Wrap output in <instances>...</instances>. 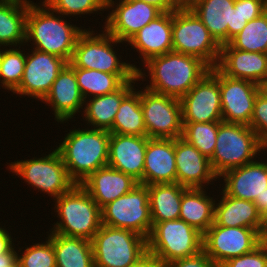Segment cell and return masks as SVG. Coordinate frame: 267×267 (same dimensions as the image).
Instances as JSON below:
<instances>
[{"label": "cell", "instance_id": "obj_1", "mask_svg": "<svg viewBox=\"0 0 267 267\" xmlns=\"http://www.w3.org/2000/svg\"><path fill=\"white\" fill-rule=\"evenodd\" d=\"M142 67L136 75L139 81L149 82L143 85L146 89L178 99L210 71L201 59L174 51L152 57Z\"/></svg>", "mask_w": 267, "mask_h": 267}, {"label": "cell", "instance_id": "obj_2", "mask_svg": "<svg viewBox=\"0 0 267 267\" xmlns=\"http://www.w3.org/2000/svg\"><path fill=\"white\" fill-rule=\"evenodd\" d=\"M64 18L66 19L52 11L44 2L37 4L32 1L26 16L25 47L31 44L33 49L55 55L69 63L78 37L86 28L70 24Z\"/></svg>", "mask_w": 267, "mask_h": 267}, {"label": "cell", "instance_id": "obj_3", "mask_svg": "<svg viewBox=\"0 0 267 267\" xmlns=\"http://www.w3.org/2000/svg\"><path fill=\"white\" fill-rule=\"evenodd\" d=\"M73 127L55 147L61 154L71 179L76 184H81L99 168L108 165L111 133L108 130L87 126L84 129L74 125Z\"/></svg>", "mask_w": 267, "mask_h": 267}, {"label": "cell", "instance_id": "obj_4", "mask_svg": "<svg viewBox=\"0 0 267 267\" xmlns=\"http://www.w3.org/2000/svg\"><path fill=\"white\" fill-rule=\"evenodd\" d=\"M99 32L89 27L78 37L69 64L73 68L116 74L124 83L132 80L140 67L124 61L122 55H118V49H114L117 44L119 47L125 42L119 41L103 28Z\"/></svg>", "mask_w": 267, "mask_h": 267}, {"label": "cell", "instance_id": "obj_5", "mask_svg": "<svg viewBox=\"0 0 267 267\" xmlns=\"http://www.w3.org/2000/svg\"><path fill=\"white\" fill-rule=\"evenodd\" d=\"M53 202L55 216L59 221L53 223L50 232L91 241L102 226L101 208L80 184Z\"/></svg>", "mask_w": 267, "mask_h": 267}, {"label": "cell", "instance_id": "obj_6", "mask_svg": "<svg viewBox=\"0 0 267 267\" xmlns=\"http://www.w3.org/2000/svg\"><path fill=\"white\" fill-rule=\"evenodd\" d=\"M263 152L267 154V147L250 126L220 121L210 163L214 173L220 177L230 169L255 161L260 154L266 157Z\"/></svg>", "mask_w": 267, "mask_h": 267}, {"label": "cell", "instance_id": "obj_7", "mask_svg": "<svg viewBox=\"0 0 267 267\" xmlns=\"http://www.w3.org/2000/svg\"><path fill=\"white\" fill-rule=\"evenodd\" d=\"M44 155V156H43ZM42 157L9 162L7 168L25 181L29 187L53 200L71 190L76 183L69 176L59 151L55 148Z\"/></svg>", "mask_w": 267, "mask_h": 267}, {"label": "cell", "instance_id": "obj_8", "mask_svg": "<svg viewBox=\"0 0 267 267\" xmlns=\"http://www.w3.org/2000/svg\"><path fill=\"white\" fill-rule=\"evenodd\" d=\"M91 243L95 267H130L148 252L145 237L103 224Z\"/></svg>", "mask_w": 267, "mask_h": 267}, {"label": "cell", "instance_id": "obj_9", "mask_svg": "<svg viewBox=\"0 0 267 267\" xmlns=\"http://www.w3.org/2000/svg\"><path fill=\"white\" fill-rule=\"evenodd\" d=\"M147 246L149 253L167 264L203 250V234L181 219L158 222L152 227Z\"/></svg>", "mask_w": 267, "mask_h": 267}, {"label": "cell", "instance_id": "obj_10", "mask_svg": "<svg viewBox=\"0 0 267 267\" xmlns=\"http://www.w3.org/2000/svg\"><path fill=\"white\" fill-rule=\"evenodd\" d=\"M172 36L174 52L195 56L210 68L217 66L221 46L191 9L173 11Z\"/></svg>", "mask_w": 267, "mask_h": 267}, {"label": "cell", "instance_id": "obj_11", "mask_svg": "<svg viewBox=\"0 0 267 267\" xmlns=\"http://www.w3.org/2000/svg\"><path fill=\"white\" fill-rule=\"evenodd\" d=\"M102 224L131 230L148 239L152 230L148 185L137 184L130 192L101 209Z\"/></svg>", "mask_w": 267, "mask_h": 267}, {"label": "cell", "instance_id": "obj_12", "mask_svg": "<svg viewBox=\"0 0 267 267\" xmlns=\"http://www.w3.org/2000/svg\"><path fill=\"white\" fill-rule=\"evenodd\" d=\"M140 103L147 137L176 139L182 136L180 99L155 93L144 86L140 88Z\"/></svg>", "mask_w": 267, "mask_h": 267}, {"label": "cell", "instance_id": "obj_13", "mask_svg": "<svg viewBox=\"0 0 267 267\" xmlns=\"http://www.w3.org/2000/svg\"><path fill=\"white\" fill-rule=\"evenodd\" d=\"M262 243L252 228L225 227L213 223L203 234V250L220 267L227 260L252 252Z\"/></svg>", "mask_w": 267, "mask_h": 267}, {"label": "cell", "instance_id": "obj_14", "mask_svg": "<svg viewBox=\"0 0 267 267\" xmlns=\"http://www.w3.org/2000/svg\"><path fill=\"white\" fill-rule=\"evenodd\" d=\"M182 122L223 121L220 97V70L202 77L181 99Z\"/></svg>", "mask_w": 267, "mask_h": 267}, {"label": "cell", "instance_id": "obj_15", "mask_svg": "<svg viewBox=\"0 0 267 267\" xmlns=\"http://www.w3.org/2000/svg\"><path fill=\"white\" fill-rule=\"evenodd\" d=\"M107 11L109 13L101 28L125 43L163 13L156 6L139 0H106Z\"/></svg>", "mask_w": 267, "mask_h": 267}, {"label": "cell", "instance_id": "obj_16", "mask_svg": "<svg viewBox=\"0 0 267 267\" xmlns=\"http://www.w3.org/2000/svg\"><path fill=\"white\" fill-rule=\"evenodd\" d=\"M32 48H26L30 51L26 54L23 77L20 85L12 93L19 97L28 96L30 99L42 101L67 62L60 57Z\"/></svg>", "mask_w": 267, "mask_h": 267}, {"label": "cell", "instance_id": "obj_17", "mask_svg": "<svg viewBox=\"0 0 267 267\" xmlns=\"http://www.w3.org/2000/svg\"><path fill=\"white\" fill-rule=\"evenodd\" d=\"M261 86L246 79H236L220 71L222 119L229 123L250 125L254 102Z\"/></svg>", "mask_w": 267, "mask_h": 267}, {"label": "cell", "instance_id": "obj_18", "mask_svg": "<svg viewBox=\"0 0 267 267\" xmlns=\"http://www.w3.org/2000/svg\"><path fill=\"white\" fill-rule=\"evenodd\" d=\"M263 158L261 155L251 163L224 172L218 177L221 181L219 186H223L218 188L237 199L262 201L267 189V158Z\"/></svg>", "mask_w": 267, "mask_h": 267}, {"label": "cell", "instance_id": "obj_19", "mask_svg": "<svg viewBox=\"0 0 267 267\" xmlns=\"http://www.w3.org/2000/svg\"><path fill=\"white\" fill-rule=\"evenodd\" d=\"M176 183L186 188H207L219 180L210 159L182 137L175 139ZM214 181V182H213Z\"/></svg>", "mask_w": 267, "mask_h": 267}, {"label": "cell", "instance_id": "obj_20", "mask_svg": "<svg viewBox=\"0 0 267 267\" xmlns=\"http://www.w3.org/2000/svg\"><path fill=\"white\" fill-rule=\"evenodd\" d=\"M84 101L74 68L67 63L53 82L50 92L41 102L46 104L45 106L48 105V108L51 106L57 123L64 124L70 120L73 121L76 118L75 115L82 113Z\"/></svg>", "mask_w": 267, "mask_h": 267}, {"label": "cell", "instance_id": "obj_21", "mask_svg": "<svg viewBox=\"0 0 267 267\" xmlns=\"http://www.w3.org/2000/svg\"><path fill=\"white\" fill-rule=\"evenodd\" d=\"M147 136L110 134L108 166L143 184Z\"/></svg>", "mask_w": 267, "mask_h": 267}, {"label": "cell", "instance_id": "obj_22", "mask_svg": "<svg viewBox=\"0 0 267 267\" xmlns=\"http://www.w3.org/2000/svg\"><path fill=\"white\" fill-rule=\"evenodd\" d=\"M173 11L163 12L155 20L140 29L126 44L139 54L143 65L150 58L173 51ZM141 56V57H140Z\"/></svg>", "mask_w": 267, "mask_h": 267}, {"label": "cell", "instance_id": "obj_23", "mask_svg": "<svg viewBox=\"0 0 267 267\" xmlns=\"http://www.w3.org/2000/svg\"><path fill=\"white\" fill-rule=\"evenodd\" d=\"M216 67L231 78L246 79L260 86L267 82V53L238 50L226 43L221 45Z\"/></svg>", "mask_w": 267, "mask_h": 267}, {"label": "cell", "instance_id": "obj_24", "mask_svg": "<svg viewBox=\"0 0 267 267\" xmlns=\"http://www.w3.org/2000/svg\"><path fill=\"white\" fill-rule=\"evenodd\" d=\"M176 183L175 139L149 138L143 185Z\"/></svg>", "mask_w": 267, "mask_h": 267}, {"label": "cell", "instance_id": "obj_25", "mask_svg": "<svg viewBox=\"0 0 267 267\" xmlns=\"http://www.w3.org/2000/svg\"><path fill=\"white\" fill-rule=\"evenodd\" d=\"M137 184L139 183L131 176L107 165L92 173L80 185L102 209L130 192Z\"/></svg>", "mask_w": 267, "mask_h": 267}, {"label": "cell", "instance_id": "obj_26", "mask_svg": "<svg viewBox=\"0 0 267 267\" xmlns=\"http://www.w3.org/2000/svg\"><path fill=\"white\" fill-rule=\"evenodd\" d=\"M137 75L130 81L125 82L115 92L94 96L84 101V109L81 119L84 126L92 129L110 130L112 128L115 115L120 107L122 100L135 88L139 87ZM137 85V86H136Z\"/></svg>", "mask_w": 267, "mask_h": 267}, {"label": "cell", "instance_id": "obj_27", "mask_svg": "<svg viewBox=\"0 0 267 267\" xmlns=\"http://www.w3.org/2000/svg\"><path fill=\"white\" fill-rule=\"evenodd\" d=\"M235 0H193L190 9L221 46L232 39Z\"/></svg>", "mask_w": 267, "mask_h": 267}, {"label": "cell", "instance_id": "obj_28", "mask_svg": "<svg viewBox=\"0 0 267 267\" xmlns=\"http://www.w3.org/2000/svg\"><path fill=\"white\" fill-rule=\"evenodd\" d=\"M220 200L215 202L214 223L225 227H246L255 229L259 234L263 218L252 201L237 199L219 190Z\"/></svg>", "mask_w": 267, "mask_h": 267}, {"label": "cell", "instance_id": "obj_29", "mask_svg": "<svg viewBox=\"0 0 267 267\" xmlns=\"http://www.w3.org/2000/svg\"><path fill=\"white\" fill-rule=\"evenodd\" d=\"M31 2V0H0V47L25 46L26 16Z\"/></svg>", "mask_w": 267, "mask_h": 267}, {"label": "cell", "instance_id": "obj_30", "mask_svg": "<svg viewBox=\"0 0 267 267\" xmlns=\"http://www.w3.org/2000/svg\"><path fill=\"white\" fill-rule=\"evenodd\" d=\"M207 188H186L183 191L179 219L204 234L214 223L215 197Z\"/></svg>", "mask_w": 267, "mask_h": 267}, {"label": "cell", "instance_id": "obj_31", "mask_svg": "<svg viewBox=\"0 0 267 267\" xmlns=\"http://www.w3.org/2000/svg\"><path fill=\"white\" fill-rule=\"evenodd\" d=\"M48 232L47 238L52 242L55 252L56 267H95L90 240Z\"/></svg>", "mask_w": 267, "mask_h": 267}, {"label": "cell", "instance_id": "obj_32", "mask_svg": "<svg viewBox=\"0 0 267 267\" xmlns=\"http://www.w3.org/2000/svg\"><path fill=\"white\" fill-rule=\"evenodd\" d=\"M186 187L178 183L148 185L152 225L158 222L177 220L183 191Z\"/></svg>", "mask_w": 267, "mask_h": 267}, {"label": "cell", "instance_id": "obj_33", "mask_svg": "<svg viewBox=\"0 0 267 267\" xmlns=\"http://www.w3.org/2000/svg\"><path fill=\"white\" fill-rule=\"evenodd\" d=\"M110 133L147 136L140 103V90L134 88L121 102Z\"/></svg>", "mask_w": 267, "mask_h": 267}, {"label": "cell", "instance_id": "obj_34", "mask_svg": "<svg viewBox=\"0 0 267 267\" xmlns=\"http://www.w3.org/2000/svg\"><path fill=\"white\" fill-rule=\"evenodd\" d=\"M74 71L84 100L115 92L124 84L116 74L83 68H74Z\"/></svg>", "mask_w": 267, "mask_h": 267}, {"label": "cell", "instance_id": "obj_35", "mask_svg": "<svg viewBox=\"0 0 267 267\" xmlns=\"http://www.w3.org/2000/svg\"><path fill=\"white\" fill-rule=\"evenodd\" d=\"M228 44L238 50L267 53V12L247 22Z\"/></svg>", "mask_w": 267, "mask_h": 267}, {"label": "cell", "instance_id": "obj_36", "mask_svg": "<svg viewBox=\"0 0 267 267\" xmlns=\"http://www.w3.org/2000/svg\"><path fill=\"white\" fill-rule=\"evenodd\" d=\"M219 125L220 121L183 122L181 137L210 159L215 151Z\"/></svg>", "mask_w": 267, "mask_h": 267}, {"label": "cell", "instance_id": "obj_37", "mask_svg": "<svg viewBox=\"0 0 267 267\" xmlns=\"http://www.w3.org/2000/svg\"><path fill=\"white\" fill-rule=\"evenodd\" d=\"M20 48H2L0 89L2 87L8 93L13 92L20 85L23 77L27 51L24 50L25 48Z\"/></svg>", "mask_w": 267, "mask_h": 267}, {"label": "cell", "instance_id": "obj_38", "mask_svg": "<svg viewBox=\"0 0 267 267\" xmlns=\"http://www.w3.org/2000/svg\"><path fill=\"white\" fill-rule=\"evenodd\" d=\"M45 238V241H38L31 246L18 248L17 262L19 267H56L53 244L47 237Z\"/></svg>", "mask_w": 267, "mask_h": 267}, {"label": "cell", "instance_id": "obj_39", "mask_svg": "<svg viewBox=\"0 0 267 267\" xmlns=\"http://www.w3.org/2000/svg\"><path fill=\"white\" fill-rule=\"evenodd\" d=\"M52 11L65 17L97 14L106 11V0H42ZM100 11V12H99ZM103 11V12H101ZM100 13V14H99ZM80 15V16H79Z\"/></svg>", "mask_w": 267, "mask_h": 267}, {"label": "cell", "instance_id": "obj_40", "mask_svg": "<svg viewBox=\"0 0 267 267\" xmlns=\"http://www.w3.org/2000/svg\"><path fill=\"white\" fill-rule=\"evenodd\" d=\"M249 126L255 131L258 139L267 147V95L262 90L255 99Z\"/></svg>", "mask_w": 267, "mask_h": 267}, {"label": "cell", "instance_id": "obj_41", "mask_svg": "<svg viewBox=\"0 0 267 267\" xmlns=\"http://www.w3.org/2000/svg\"><path fill=\"white\" fill-rule=\"evenodd\" d=\"M220 267H267V247L262 242L252 252L231 258Z\"/></svg>", "mask_w": 267, "mask_h": 267}, {"label": "cell", "instance_id": "obj_42", "mask_svg": "<svg viewBox=\"0 0 267 267\" xmlns=\"http://www.w3.org/2000/svg\"><path fill=\"white\" fill-rule=\"evenodd\" d=\"M234 8L249 22L265 13V0H235Z\"/></svg>", "mask_w": 267, "mask_h": 267}, {"label": "cell", "instance_id": "obj_43", "mask_svg": "<svg viewBox=\"0 0 267 267\" xmlns=\"http://www.w3.org/2000/svg\"><path fill=\"white\" fill-rule=\"evenodd\" d=\"M164 267H217V265L204 250H201L193 256L177 259L164 264Z\"/></svg>", "mask_w": 267, "mask_h": 267}, {"label": "cell", "instance_id": "obj_44", "mask_svg": "<svg viewBox=\"0 0 267 267\" xmlns=\"http://www.w3.org/2000/svg\"><path fill=\"white\" fill-rule=\"evenodd\" d=\"M5 225L6 224L4 223V226H0V254L8 252L15 245L14 242H16V240L14 241L10 230L7 229Z\"/></svg>", "mask_w": 267, "mask_h": 267}, {"label": "cell", "instance_id": "obj_45", "mask_svg": "<svg viewBox=\"0 0 267 267\" xmlns=\"http://www.w3.org/2000/svg\"><path fill=\"white\" fill-rule=\"evenodd\" d=\"M130 267H164V264L156 256L147 252Z\"/></svg>", "mask_w": 267, "mask_h": 267}, {"label": "cell", "instance_id": "obj_46", "mask_svg": "<svg viewBox=\"0 0 267 267\" xmlns=\"http://www.w3.org/2000/svg\"><path fill=\"white\" fill-rule=\"evenodd\" d=\"M15 245L5 253L0 254V267H19Z\"/></svg>", "mask_w": 267, "mask_h": 267}, {"label": "cell", "instance_id": "obj_47", "mask_svg": "<svg viewBox=\"0 0 267 267\" xmlns=\"http://www.w3.org/2000/svg\"><path fill=\"white\" fill-rule=\"evenodd\" d=\"M246 24L247 21L239 14L238 8H234L232 38L236 36L246 26Z\"/></svg>", "mask_w": 267, "mask_h": 267}, {"label": "cell", "instance_id": "obj_48", "mask_svg": "<svg viewBox=\"0 0 267 267\" xmlns=\"http://www.w3.org/2000/svg\"><path fill=\"white\" fill-rule=\"evenodd\" d=\"M141 2H145L151 5L156 6L158 9H160L162 12H172L176 10L169 2L168 0H139Z\"/></svg>", "mask_w": 267, "mask_h": 267}, {"label": "cell", "instance_id": "obj_49", "mask_svg": "<svg viewBox=\"0 0 267 267\" xmlns=\"http://www.w3.org/2000/svg\"><path fill=\"white\" fill-rule=\"evenodd\" d=\"M168 2L176 9H190L193 0H168Z\"/></svg>", "mask_w": 267, "mask_h": 267}, {"label": "cell", "instance_id": "obj_50", "mask_svg": "<svg viewBox=\"0 0 267 267\" xmlns=\"http://www.w3.org/2000/svg\"><path fill=\"white\" fill-rule=\"evenodd\" d=\"M261 213L262 218L264 219L267 216V189L262 196V201L254 202Z\"/></svg>", "mask_w": 267, "mask_h": 267}, {"label": "cell", "instance_id": "obj_51", "mask_svg": "<svg viewBox=\"0 0 267 267\" xmlns=\"http://www.w3.org/2000/svg\"><path fill=\"white\" fill-rule=\"evenodd\" d=\"M260 237L263 241L265 238H267V216L263 219L262 228L260 231Z\"/></svg>", "mask_w": 267, "mask_h": 267}, {"label": "cell", "instance_id": "obj_52", "mask_svg": "<svg viewBox=\"0 0 267 267\" xmlns=\"http://www.w3.org/2000/svg\"><path fill=\"white\" fill-rule=\"evenodd\" d=\"M261 90L267 95V82L261 85Z\"/></svg>", "mask_w": 267, "mask_h": 267}, {"label": "cell", "instance_id": "obj_53", "mask_svg": "<svg viewBox=\"0 0 267 267\" xmlns=\"http://www.w3.org/2000/svg\"><path fill=\"white\" fill-rule=\"evenodd\" d=\"M2 47H0V75H1Z\"/></svg>", "mask_w": 267, "mask_h": 267}, {"label": "cell", "instance_id": "obj_54", "mask_svg": "<svg viewBox=\"0 0 267 267\" xmlns=\"http://www.w3.org/2000/svg\"><path fill=\"white\" fill-rule=\"evenodd\" d=\"M262 242L267 247V238H265Z\"/></svg>", "mask_w": 267, "mask_h": 267}, {"label": "cell", "instance_id": "obj_55", "mask_svg": "<svg viewBox=\"0 0 267 267\" xmlns=\"http://www.w3.org/2000/svg\"><path fill=\"white\" fill-rule=\"evenodd\" d=\"M265 12H267V0H265Z\"/></svg>", "mask_w": 267, "mask_h": 267}]
</instances>
